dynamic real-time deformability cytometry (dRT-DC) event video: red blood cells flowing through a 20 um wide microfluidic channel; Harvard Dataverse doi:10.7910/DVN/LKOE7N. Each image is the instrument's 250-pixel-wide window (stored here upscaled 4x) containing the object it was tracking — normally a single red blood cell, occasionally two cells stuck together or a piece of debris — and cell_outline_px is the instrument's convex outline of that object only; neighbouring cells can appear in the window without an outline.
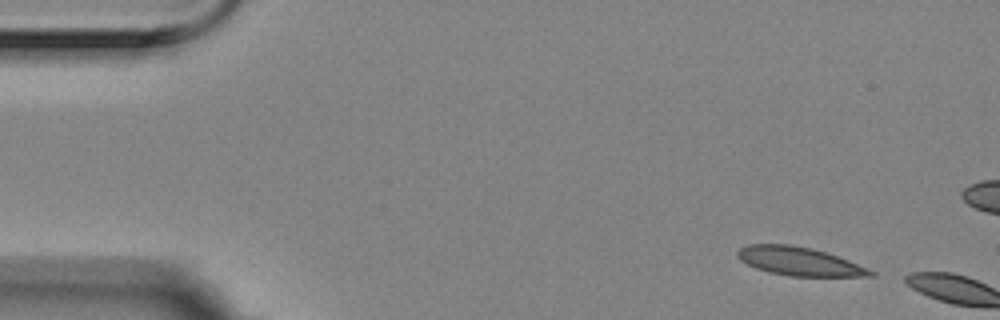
{"species": "Egyptian fruit bat (a non-hibernating species)", "species_latin": "Rousettus aegyptiacus", "temperature_condition": "room temperature", "stored_images_in_passage": 2, "camera_frame_rate_fps": 3000, "um_per_image_px": 0.085, "animal": {"sex": "female"}, "frame": {"image": 1, "passage_image": 1, "time_ms": 0.0, "image_size_px": [1000, 320], "cell_outline_px": [[876, 276], [788, 276], [768, 272], [756, 268], [740, 260], [736, 256], [736, 252], [740, 248], [748, 244], [788, 244], [812, 248], [848, 260], [868, 268], [876, 272]], "centroid_in_image_um": [67.92, 22.21], "position_along_channel_um": 17.1, "area_um2": 22.02}}